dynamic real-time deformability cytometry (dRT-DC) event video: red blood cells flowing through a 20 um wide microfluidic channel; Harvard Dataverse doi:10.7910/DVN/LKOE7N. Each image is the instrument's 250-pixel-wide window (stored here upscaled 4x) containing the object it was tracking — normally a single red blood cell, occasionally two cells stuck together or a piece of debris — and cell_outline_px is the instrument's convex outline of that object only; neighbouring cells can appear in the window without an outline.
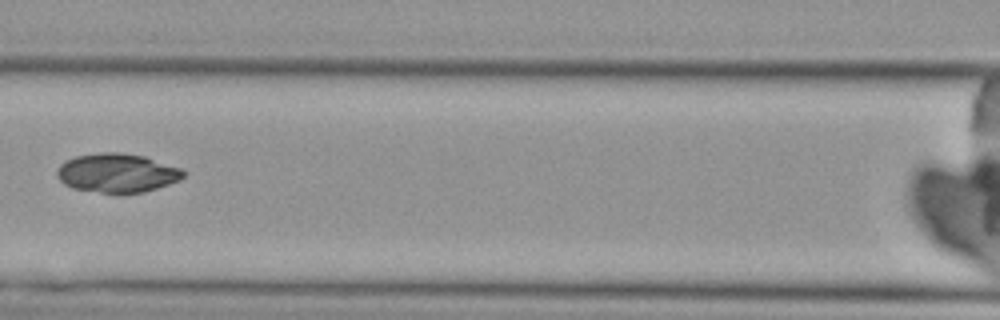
{"species": "Egyptian fruit bat (a non-hibernating species)", "species_latin": "Rousettus aegyptiacus", "temperature_condition": "cold", "stored_images_in_passage": 6, "camera_frame_rate_fps": 3000, "um_per_image_px": 0.085, "animal": {"sex": "female"}, "frame": {"image": 1, "passage_image": 6, "time_ms": 5.667, "image_size_px": [1000, 320], "cell_outline_px": [[188, 172], [180, 180], [144, 192], [100, 192], [72, 188], [64, 184], [56, 176], [56, 172], [60, 164], [64, 160], [76, 156], [100, 152], [120, 152], [144, 156], [180, 168]], "centroid_in_image_um": [9.94, 14.68], "position_along_channel_um": 156.7, "area_um2": 28.61}}